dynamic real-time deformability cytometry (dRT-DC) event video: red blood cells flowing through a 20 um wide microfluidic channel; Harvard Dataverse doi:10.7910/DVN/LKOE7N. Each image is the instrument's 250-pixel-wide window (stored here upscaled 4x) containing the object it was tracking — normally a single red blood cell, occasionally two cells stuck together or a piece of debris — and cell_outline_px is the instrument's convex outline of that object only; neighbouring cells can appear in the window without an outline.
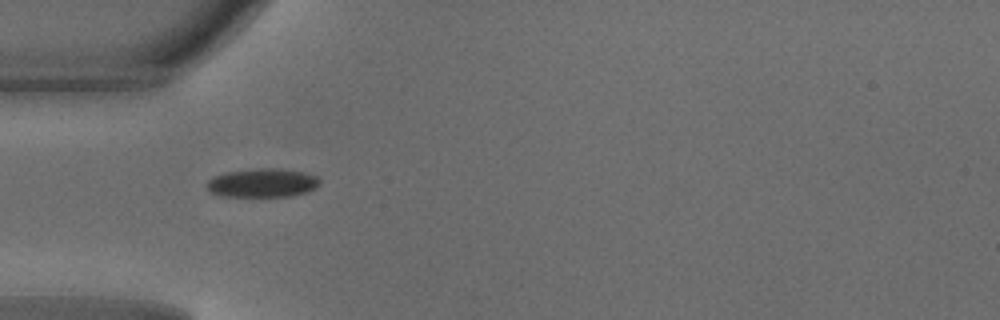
{"species": "common noctule bat (a hibernating species)", "species_latin": "Nyctalus noctula", "temperature_condition": "warm", "stored_images_in_passage": 29, "camera_frame_rate_fps": 3000, "um_per_image_px": 0.085, "animal": {"sex": "male", "body_mass_g": 18.8}, "frame": {"image": 1, "passage_image": 1, "time_ms": 0.0, "image_size_px": [1000, 320], "cell_outline_px": [[320, 184], [316, 188], [308, 192], [292, 196], [220, 196], [208, 192], [204, 184], [212, 176], [224, 172], [260, 168], [280, 168], [304, 172], [316, 176], [320, 180]], "centroid_in_image_um": [22.27, 15.54], "position_along_channel_um": 62.7, "area_um2": 19.31}}
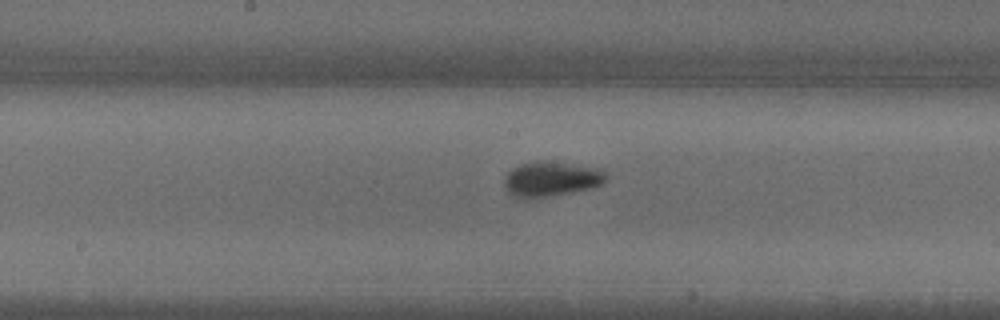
{"frame": {"image": 2, "passage_image": 11, "time_ms": 3.333, "image_size_px": [1000, 320], "cell_outline_px": [[608, 180], [592, 188], [572, 192], [528, 200], [520, 200], [512, 196], [504, 188], [504, 176], [512, 168], [520, 164], [536, 160], [596, 168], [604, 172]], "centroid_in_image_um": [46.75, 15.26], "position_along_channel_um": 201.4, "area_um2": 20.87}}
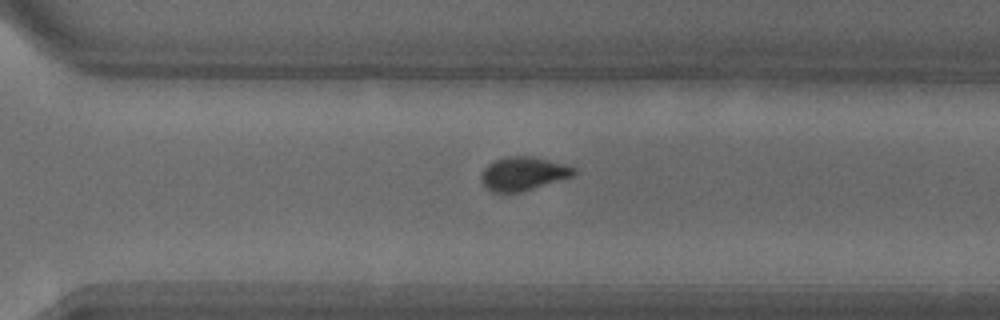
{"frame": {"image": 3, "passage_image": 20, "time_ms": 6.333, "image_size_px": [1000, 320], "cell_outline_px": [[576, 172], [572, 176], [520, 192], [492, 192], [480, 180], [480, 176], [484, 168], [488, 164], [496, 160], [508, 156], [532, 156], [564, 164], [576, 168]], "centroid_in_image_um": [44.45, 14.75], "position_along_channel_um": 326.2, "area_um2": 17.86}, "authors_computed_cell_mechanics": {"area_um2": 19.4208, "velocity_mm_per_s": 4.1722, "shape_relaxation_time_tau1_ms": 2.6709, "shape_relaxation_time_tau2_ms": null, "deformation_change_tau1": 0.1072, "deformation_change_tau2": null}}